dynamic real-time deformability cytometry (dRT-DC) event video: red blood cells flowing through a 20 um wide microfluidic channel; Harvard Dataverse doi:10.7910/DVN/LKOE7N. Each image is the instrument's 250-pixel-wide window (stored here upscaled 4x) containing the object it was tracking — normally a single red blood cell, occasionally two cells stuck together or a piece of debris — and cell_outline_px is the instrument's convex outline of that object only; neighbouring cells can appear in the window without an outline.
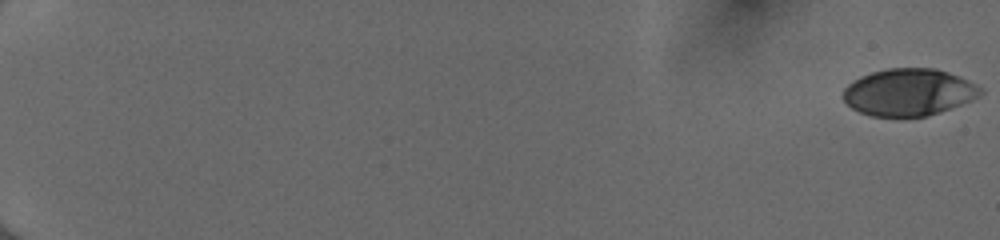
{"species": "human", "species_latin": "Homo sapiens", "temperature_condition": "cold", "stored_images_in_passage": 54, "camera_frame_rate_fps": 3000, "um_per_image_px": 0.085, "donor": {"sex": "female"}, "frame": {"image": 1, "passage_image": 1, "time_ms": 0.0, "image_size_px": [1000, 240], "cell_outline_px": [[984, 92], [980, 96], [972, 100], [940, 112], [928, 116], [872, 116], [860, 112], [852, 108], [840, 96], [844, 88], [848, 84], [860, 76], [872, 72], [888, 68], [936, 68], [960, 76], [984, 88]], "centroid_in_image_um": [77.26, 7.83], "position_along_channel_um": 7.7, "area_um2": 37.92}}
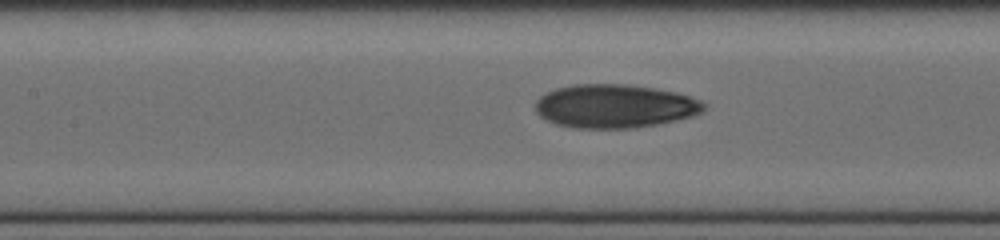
{"frame": {"image": 2, "passage_image": 29, "time_ms": 9.333, "image_size_px": [1000, 240], "cell_outline_px": [[708, 104], [704, 112], [692, 116], [676, 120], [656, 124], [632, 128], [572, 128], [556, 124], [540, 116], [536, 112], [536, 100], [540, 96], [556, 88], [572, 84], [628, 84], [656, 88], [676, 92], [700, 100]], "centroid_in_image_um": [52.28, 9.02], "position_along_channel_um": 155.1, "area_um2": 43.0}}
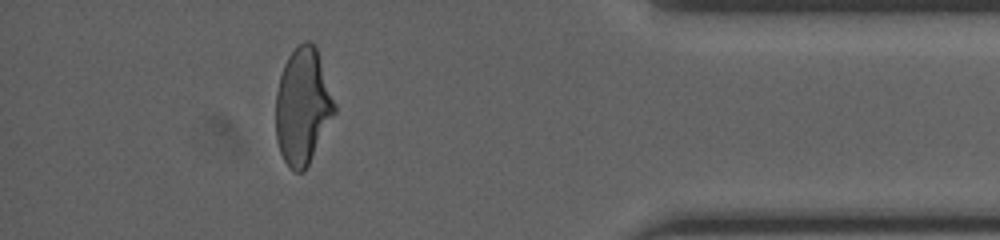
{"frame": {"image": 3, "passage_image": 50, "time_ms": 16.333, "image_size_px": [1000, 240], "cell_outline_px": [[336, 112], [304, 172], [296, 172], [284, 160], [280, 152], [276, 140], [276, 92], [280, 76], [284, 64], [288, 56], [304, 40], [308, 40], [316, 48], [336, 104]], "centroid_in_image_um": [25.73, 9.04], "position_along_channel_um": 409.5, "area_um2": 39.48}, "authors_computed_cell_mechanics": {"area_um2": 40.0554, "velocity_mm_per_s": 4.0465, "shape_relaxation_time_tau1_ms": 7.7541, "shape_relaxation_time_tau2_ms": 1.5945, "deformation_change_tau1": 0.2103, "deformation_change_tau2": 0.0768}}